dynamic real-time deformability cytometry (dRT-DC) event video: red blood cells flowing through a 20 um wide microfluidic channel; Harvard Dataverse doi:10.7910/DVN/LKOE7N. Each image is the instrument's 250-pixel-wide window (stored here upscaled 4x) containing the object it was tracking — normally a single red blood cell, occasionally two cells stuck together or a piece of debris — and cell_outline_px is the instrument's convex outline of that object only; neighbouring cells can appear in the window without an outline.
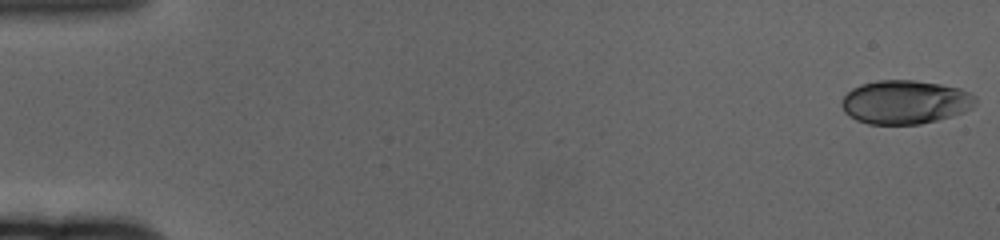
{"species": "human", "species_latin": "Homo sapiens", "temperature_condition": "cold", "stored_images_in_passage": 61, "camera_frame_rate_fps": 3000, "um_per_image_px": 0.085, "donor": {"sex": "female"}, "frame": {"image": 1, "passage_image": 1, "time_ms": 0.0, "image_size_px": [1000, 240], "cell_outline_px": [[976, 104], [972, 108], [964, 112], [952, 116], [920, 124], [868, 124], [856, 120], [848, 116], [844, 112], [840, 104], [844, 96], [852, 88], [860, 84], [876, 80], [916, 80], [940, 84], [960, 88], [976, 96]], "centroid_in_image_um": [76.93, 8.67], "position_along_channel_um": 8.1, "area_um2": 34.39}}
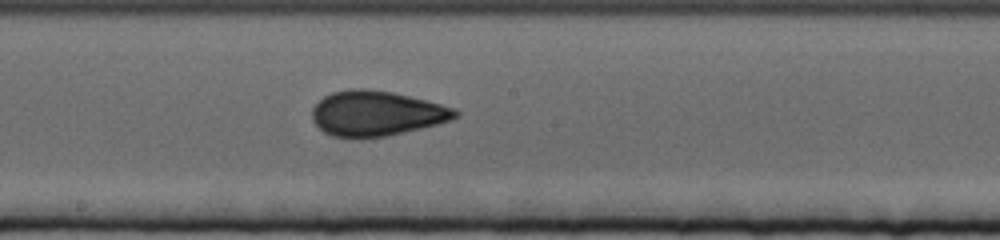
{"frame": {"image": 2, "passage_image": 34, "time_ms": 11.0, "image_size_px": [1000, 240], "cell_outline_px": [[460, 116], [452, 120], [420, 128], [384, 136], [332, 136], [324, 132], [312, 120], [312, 108], [324, 96], [332, 92], [352, 88], [368, 88], [392, 92], [456, 108], [460, 112]], "centroid_in_image_um": [32.01, 9.61], "position_along_channel_um": 216.2, "area_um2": 37.11}}
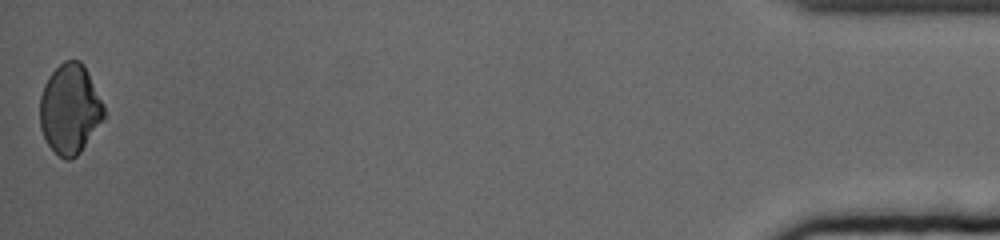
{"frame": {"image": 3, "passage_image": 61, "time_ms": 20.0, "image_size_px": [1000, 240], "cell_outline_px": [[108, 116], [80, 152], [76, 156], [68, 160], [64, 160], [48, 144], [40, 128], [40, 96], [44, 84], [48, 76], [64, 60], [80, 60], [104, 104]], "centroid_in_image_um": [5.97, 9.29], "position_along_channel_um": 429.2, "area_um2": 33.64}, "authors_computed_cell_mechanics": {"area_um2": 35.4892, "velocity_mm_per_s": 3.3279, "shape_relaxation_time_tau1_ms": 5.0115, "shape_relaxation_time_tau2_ms": 0.6326, "deformation_change_tau1": 0.1112, "deformation_change_tau2": 0.0392}}